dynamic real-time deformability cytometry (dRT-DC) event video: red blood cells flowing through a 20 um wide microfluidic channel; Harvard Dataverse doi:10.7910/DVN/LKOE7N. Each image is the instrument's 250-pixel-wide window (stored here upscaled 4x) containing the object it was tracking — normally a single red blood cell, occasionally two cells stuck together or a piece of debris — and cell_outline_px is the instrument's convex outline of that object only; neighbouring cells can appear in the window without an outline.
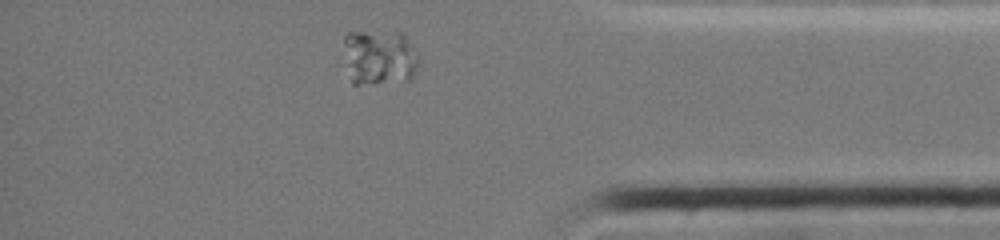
{"species": "common noctule bat (a hibernating species)", "species_latin": "Nyctalus noctula", "temperature_condition": "cold", "stored_images_in_passage": 31, "segment_of_instrument_passage": [2, 2], "camera_frame_rate_fps": 3000, "um_per_image_px": 0.085, "animal": {"sex": "female", "body_mass_g": 19.0, "forearm_length_mm": 51.5}, "frame": {"image": 1, "passage_image": 27, "time_ms": 8.667, "image_size_px": [1000, 240], "cell_outline_px": [[420, 60], [412, 76], [408, 80], [356, 84], [352, 84], [344, 44], [344, 36], [348, 32], [404, 32]], "centroid_in_image_um": [32.28, 4.84], "position_along_channel_um": 402.9, "area_um2": 23.87}}